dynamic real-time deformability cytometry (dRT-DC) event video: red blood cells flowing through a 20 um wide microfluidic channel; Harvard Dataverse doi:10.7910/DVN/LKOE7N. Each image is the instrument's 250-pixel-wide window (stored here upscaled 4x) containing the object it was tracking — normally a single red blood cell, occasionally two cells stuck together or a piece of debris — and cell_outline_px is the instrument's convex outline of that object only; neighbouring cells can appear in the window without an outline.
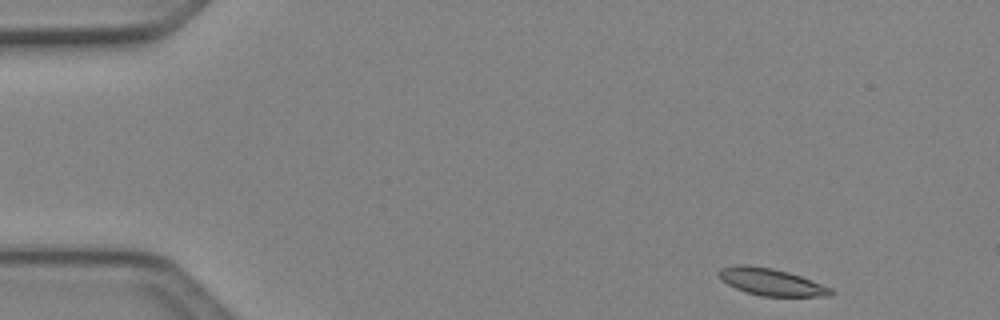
{"species": "Egyptian fruit bat (a non-hibernating species)", "species_latin": "Rousettus aegyptiacus", "temperature_condition": "cold", "stored_images_in_passage": 46, "camera_frame_rate_fps": 3000, "um_per_image_px": 0.085, "animal": {"sex": "female"}, "frame": {"image": 1, "passage_image": 1, "time_ms": 0.0, "image_size_px": [1000, 320], "cell_outline_px": [[836, 292], [832, 296], [760, 296], [744, 292], [720, 280], [716, 272], [720, 268], [736, 264], [748, 264], [772, 268], [788, 272], [800, 276], [832, 288]], "centroid_in_image_um": [65.51, 23.96], "position_along_channel_um": 19.5, "area_um2": 17.92}}
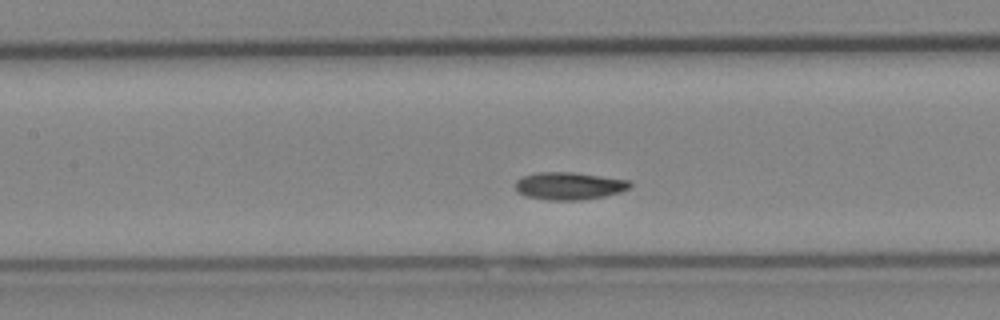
{"frame": {"image": 2, "passage_image": 19, "time_ms": 6.0, "image_size_px": [1000, 320], "cell_outline_px": [[632, 188], [620, 192], [604, 196], [580, 200], [548, 200], [524, 196], [516, 192], [516, 180], [524, 176], [540, 172], [572, 172], [628, 180], [632, 184]], "centroid_in_image_um": [48.37, 15.81], "position_along_channel_um": 159.0, "area_um2": 18.38}}
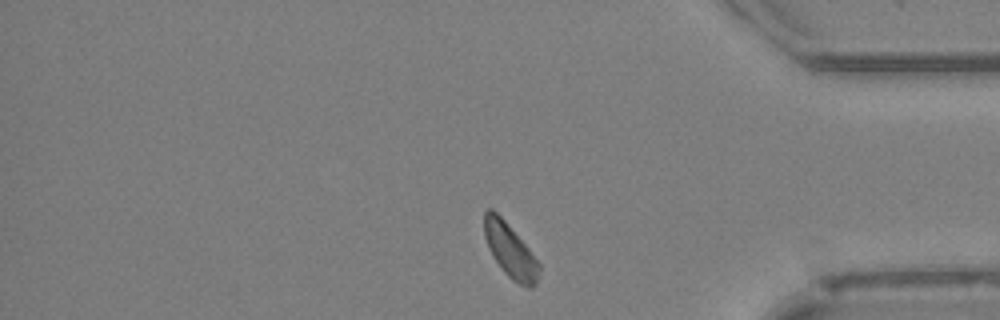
{"frame": {"image": 3, "passage_image": 38, "time_ms": 12.333, "image_size_px": [1000, 320], "cell_outline_px": [[540, 268], [536, 284], [532, 288], [528, 288], [512, 280], [504, 272], [492, 256], [488, 248], [484, 236], [484, 212], [488, 208], [492, 208], [504, 220], [528, 248], [540, 264]], "centroid_in_image_um": [43.35, 21.31], "position_along_channel_um": 391.9, "area_um2": 17.11}, "authors_computed_cell_mechanics": {"area_um2": 17.918, "velocity_mm_per_s": 4.0183, "shape_relaxation_time_tau1_ms": 1.6064, "shape_relaxation_time_tau2_ms": null, "deformation_change_tau1": 0.0795, "deformation_change_tau2": null}}